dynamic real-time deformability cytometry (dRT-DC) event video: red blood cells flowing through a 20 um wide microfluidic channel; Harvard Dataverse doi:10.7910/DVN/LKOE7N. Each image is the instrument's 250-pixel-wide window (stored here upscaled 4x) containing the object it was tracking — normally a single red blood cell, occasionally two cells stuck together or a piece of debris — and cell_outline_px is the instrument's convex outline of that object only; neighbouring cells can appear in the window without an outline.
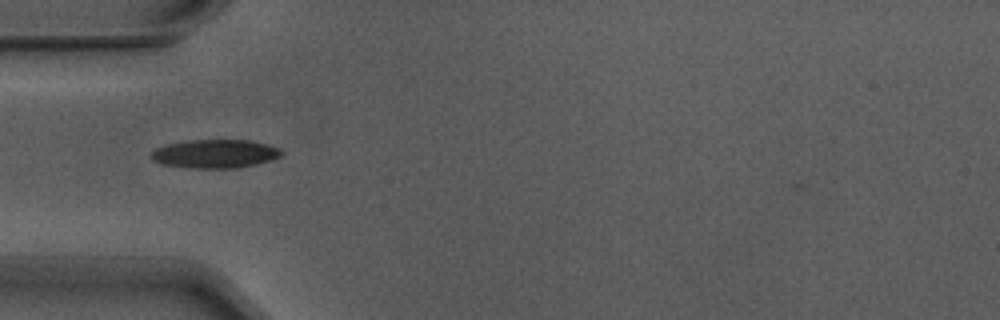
{"species": "Egyptian fruit bat (a non-hibernating species)", "species_latin": "Rousettus aegyptiacus", "temperature_condition": "warm", "stored_images_in_passage": 9, "camera_frame_rate_fps": 3000, "um_per_image_px": 0.085, "animal": {"sex": "male"}, "frame": {"image": 1, "passage_image": 4, "time_ms": 1.0, "image_size_px": [1000, 320], "cell_outline_px": [[284, 152], [280, 156], [272, 160], [256, 164], [236, 168], [192, 168], [160, 164], [152, 160], [152, 152], [156, 148], [168, 144], [188, 140], [248, 140], [268, 144], [280, 148]], "centroid_in_image_um": [18.3, 13.07], "position_along_channel_um": 66.7, "area_um2": 21.73}}
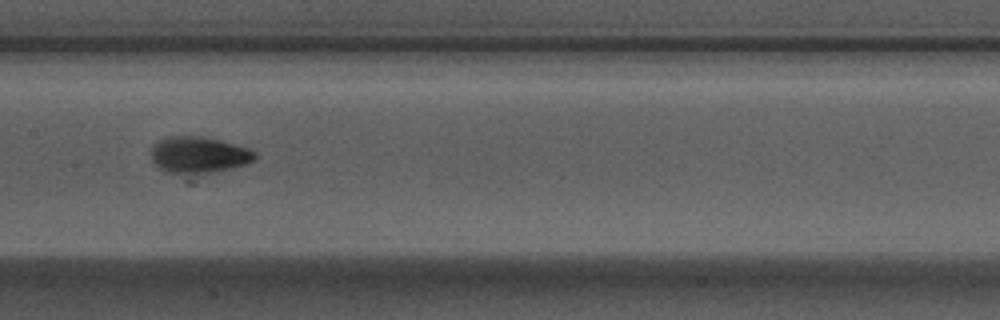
{"frame": {"image": 2, "passage_image": 7, "time_ms": 2.0, "image_size_px": [1000, 320], "cell_outline_px": [[260, 156], [256, 160], [248, 164], [216, 172], [180, 176], [164, 172], [152, 160], [152, 148], [160, 140], [168, 136], [196, 136], [216, 140], [248, 148], [256, 152]], "centroid_in_image_um": [16.92, 13.22], "position_along_channel_um": 190.5, "area_um2": 22.37}}
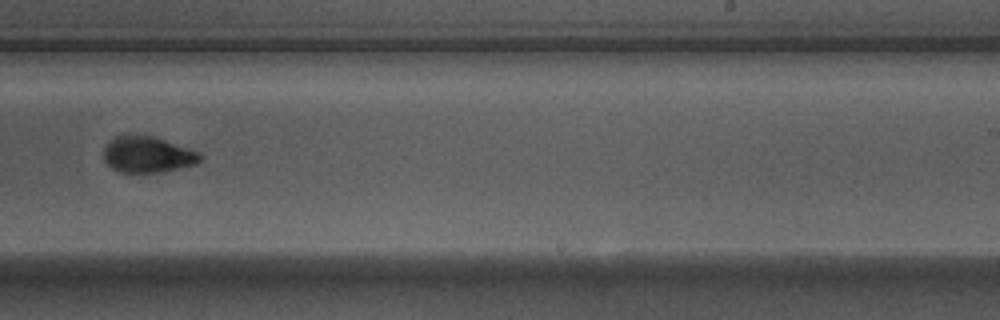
{"frame": {"image": 3, "passage_image": 9, "time_ms": 2.667, "image_size_px": [1000, 320], "cell_outline_px": [[204, 156], [196, 164], [160, 172], [120, 172], [112, 168], [104, 160], [104, 148], [116, 136], [152, 136], [200, 152]], "centroid_in_image_um": [12.57, 13.15], "position_along_channel_um": 276.4, "area_um2": 19.88}}